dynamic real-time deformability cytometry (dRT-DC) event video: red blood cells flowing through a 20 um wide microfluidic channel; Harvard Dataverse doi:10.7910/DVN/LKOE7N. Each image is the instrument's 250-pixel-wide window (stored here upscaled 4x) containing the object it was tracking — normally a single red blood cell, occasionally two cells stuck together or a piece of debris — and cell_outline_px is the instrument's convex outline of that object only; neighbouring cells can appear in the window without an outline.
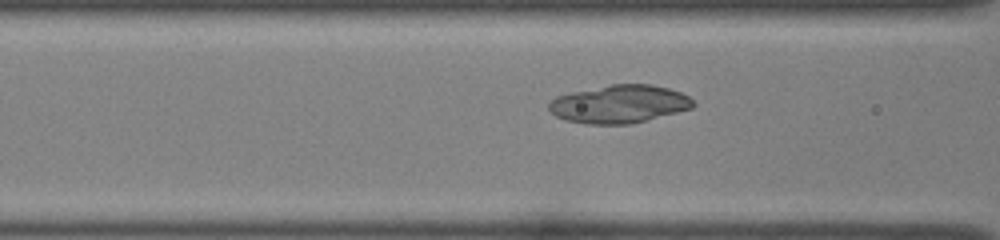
{"species": "common noctule bat (a hibernating species)", "species_latin": "Nyctalus noctula", "temperature_condition": "room temperature", "stored_images_in_passage": 42, "camera_frame_rate_fps": 3000, "um_per_image_px": 0.085, "animal": {"sex": "female", "body_mass_g": 22.0, "forearm_length_mm": 56.7}, "frame": {"image": 1, "passage_image": 17, "time_ms": 5.333, "image_size_px": [1000, 240], "cell_outline_px": [[696, 104], [692, 108], [632, 124], [584, 124], [568, 120], [556, 116], [548, 108], [548, 104], [556, 96], [572, 92], [612, 84], [652, 84], [668, 88], [680, 92], [688, 96]], "centroid_in_image_um": [52.65, 8.84], "position_along_channel_um": 113.9, "area_um2": 31.85}}
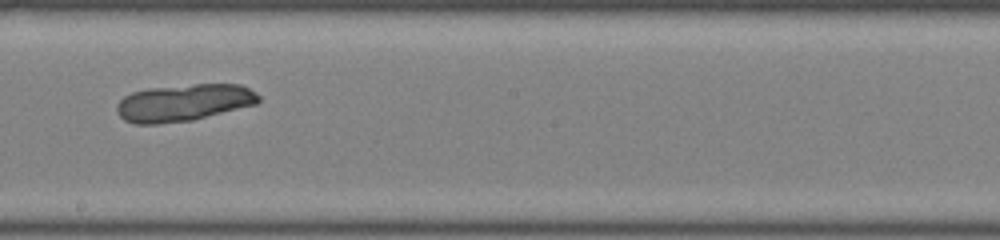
{"frame": {"image": 2, "passage_image": 26, "time_ms": 8.333, "image_size_px": [1000, 240], "cell_outline_px": [[260, 100], [256, 104], [192, 120], [156, 124], [136, 124], [124, 120], [116, 112], [116, 104], [124, 96], [132, 92], [148, 88], [196, 84], [240, 84], [256, 92], [260, 96]], "centroid_in_image_um": [15.6, 8.72], "position_along_channel_um": 232.6, "area_um2": 30.63}}
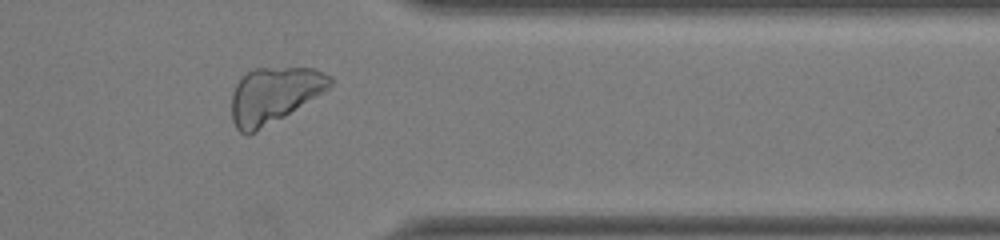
{"frame": {"image": 3, "passage_image": 38, "time_ms": 12.333, "image_size_px": [1000, 240], "cell_outline_px": [[332, 84], [324, 92], [284, 116], [256, 132], [248, 136], [240, 132], [236, 128], [232, 120], [232, 92], [240, 76], [256, 68], [312, 68], [324, 72], [332, 76]], "centroid_in_image_um": [23.27, 8.08], "position_along_channel_um": 388.1, "area_um2": 32.02}}